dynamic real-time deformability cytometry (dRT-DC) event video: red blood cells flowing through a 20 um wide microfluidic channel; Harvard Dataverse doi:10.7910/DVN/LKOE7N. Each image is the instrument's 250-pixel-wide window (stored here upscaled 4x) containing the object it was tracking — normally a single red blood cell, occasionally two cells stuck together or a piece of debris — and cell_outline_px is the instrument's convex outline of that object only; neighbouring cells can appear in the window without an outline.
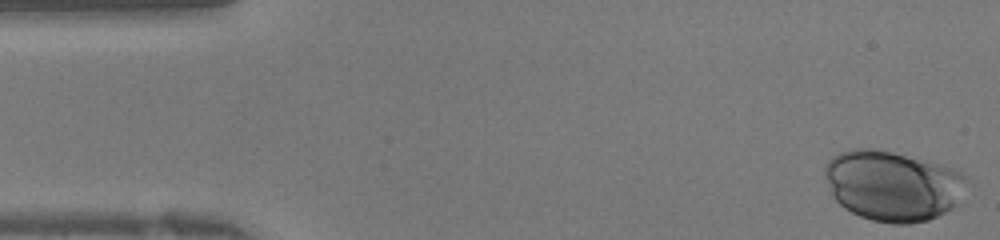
{"species": "human", "species_latin": "Homo sapiens", "temperature_condition": "warm", "stored_images_in_passage": 34, "camera_frame_rate_fps": 3000, "um_per_image_px": 0.085, "donor": {"sex": "female"}, "frame": {"image": 1, "passage_image": 1, "time_ms": 0.0, "image_size_px": [1000, 240], "cell_outline_px": [[972, 184], [956, 204], [952, 208], [928, 220], [908, 224], [892, 224], [872, 220], [860, 216], [844, 208], [832, 196], [824, 176], [824, 168], [828, 160], [832, 156], [840, 152], [856, 148], [872, 148], [892, 152], [952, 168], [960, 172], [972, 180]], "centroid_in_image_um": [75.9, 15.79], "position_along_channel_um": 9.1, "area_um2": 58.44}}
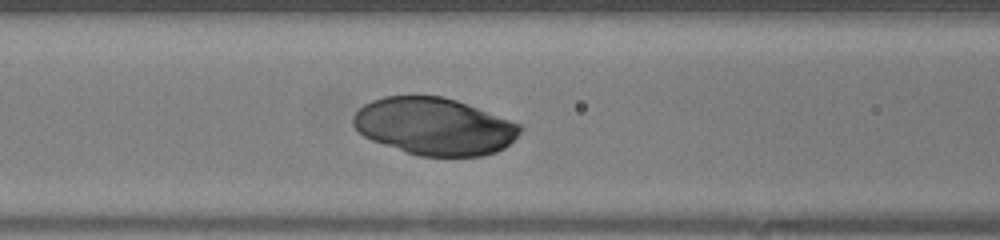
{"frame": {"image": 2, "passage_image": 16, "time_ms": 5.0, "image_size_px": [1000, 240], "cell_outline_px": [[524, 128], [504, 148], [496, 152], [484, 156], [420, 156], [372, 140], [364, 136], [352, 124], [352, 116], [364, 104], [372, 100], [384, 96], [444, 96], [456, 100], [520, 124]], "centroid_in_image_um": [36.9, 10.74], "position_along_channel_um": 129.7, "area_um2": 55.2}}
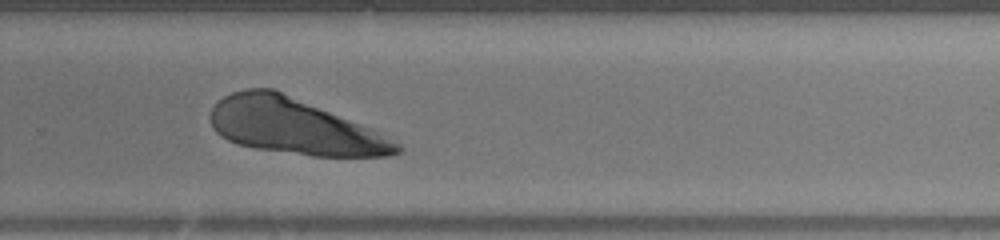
{"frame": {"image": 3, "passage_image": 27, "time_ms": 8.667, "image_size_px": [1000, 240], "cell_outline_px": [[404, 148], [400, 152], [388, 156], [312, 156], [256, 148], [236, 144], [220, 136], [212, 128], [208, 116], [216, 100], [232, 92], [248, 88], [272, 88], [368, 128], [400, 144]], "centroid_in_image_um": [24.9, 10.75], "position_along_channel_um": 304.9, "area_um2": 59.71}}